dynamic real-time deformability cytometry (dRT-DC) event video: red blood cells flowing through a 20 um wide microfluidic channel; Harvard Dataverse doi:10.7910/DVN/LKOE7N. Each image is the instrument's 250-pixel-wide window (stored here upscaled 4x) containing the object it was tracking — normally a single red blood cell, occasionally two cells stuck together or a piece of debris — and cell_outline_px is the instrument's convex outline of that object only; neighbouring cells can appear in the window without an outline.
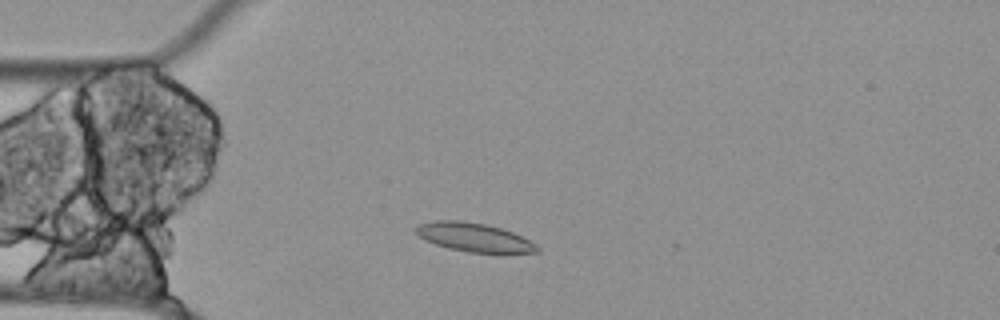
{"species": "Egyptian fruit bat (a non-hibernating species)", "species_latin": "Rousettus aegyptiacus", "temperature_condition": "cold", "stored_images_in_passage": 50, "camera_frame_rate_fps": 3000, "um_per_image_px": 0.085, "animal": {"sex": "female"}, "frame": {"image": 1, "passage_image": 8, "time_ms": 2.333, "image_size_px": [1000, 320], "cell_outline_px": [[540, 252], [468, 252], [448, 248], [424, 240], [412, 232], [412, 228], [420, 224], [436, 220], [460, 220], [484, 224], [500, 228], [512, 232], [536, 244], [540, 248]], "centroid_in_image_um": [40.21, 20.16], "position_along_channel_um": 44.8, "area_um2": 20.17}}
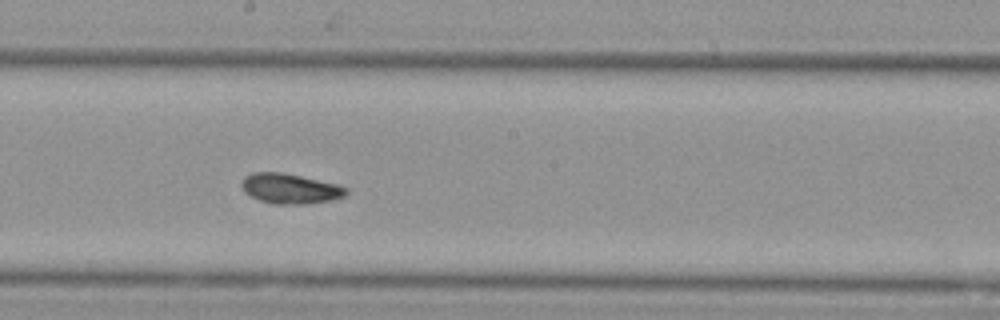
{"frame": {"image": 2, "passage_image": 24, "time_ms": 7.667, "image_size_px": [1000, 320], "cell_outline_px": [[348, 192], [344, 196], [332, 200], [304, 204], [272, 204], [260, 200], [244, 192], [240, 184], [240, 180], [244, 176], [252, 172], [280, 172], [300, 176], [336, 184], [348, 188]], "centroid_in_image_um": [24.62, 16.03], "position_along_channel_um": 223.6, "area_um2": 18.32}}
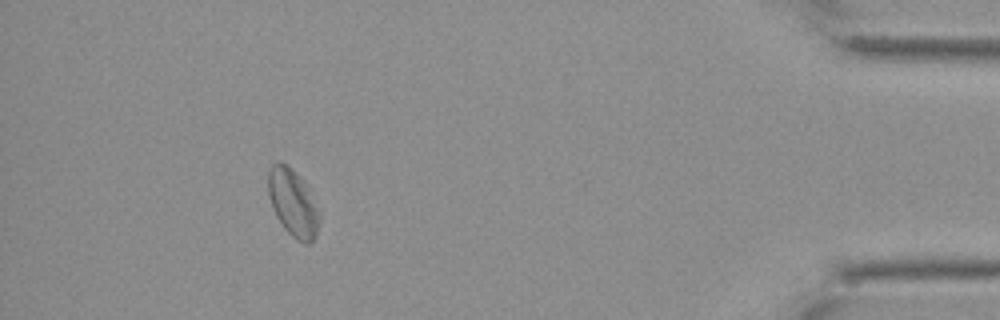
{"frame": {"image": 3, "passage_image": 45, "time_ms": 14.667, "image_size_px": [1000, 320], "cell_outline_px": [[320, 220], [316, 236], [308, 244], [304, 244], [296, 240], [284, 228], [276, 216], [272, 208], [268, 196], [268, 168], [276, 160], [280, 160], [292, 168], [300, 176], [320, 212]], "centroid_in_image_um": [24.88, 17.23], "position_along_channel_um": 410.3, "area_um2": 20.29}, "authors_computed_cell_mechanics": {"area_um2": 18.7272, "velocity_mm_per_s": 3.4775, "shape_relaxation_time_tau1_ms": null, "shape_relaxation_time_tau2_ms": 5.4632, "deformation_change_tau1": null, "deformation_change_tau2": 0.0923}}